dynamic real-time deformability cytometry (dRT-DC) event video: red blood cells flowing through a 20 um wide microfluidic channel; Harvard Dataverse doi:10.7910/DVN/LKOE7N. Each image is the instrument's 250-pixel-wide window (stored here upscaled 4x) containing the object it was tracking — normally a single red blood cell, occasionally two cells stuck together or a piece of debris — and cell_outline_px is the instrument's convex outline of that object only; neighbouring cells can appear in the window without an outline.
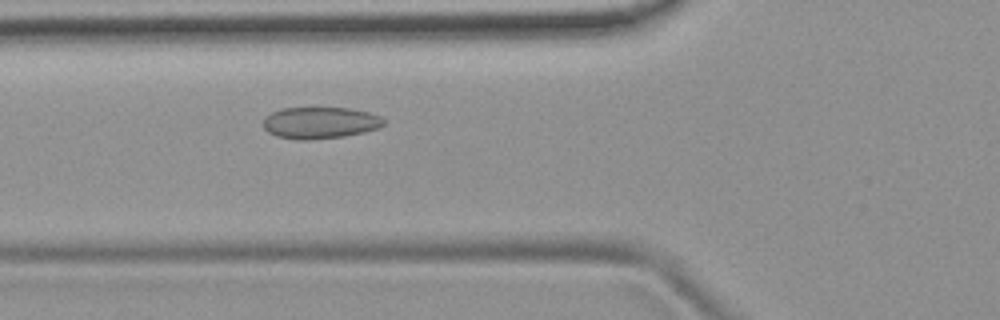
{"species": "common noctule bat (a hibernating species)", "species_latin": "Nyctalus noctula", "temperature_condition": "room temperature", "stored_images_in_passage": 48, "camera_frame_rate_fps": 3000, "um_per_image_px": 0.085, "animal": {"sex": "female", "body_mass_g": 19.9}, "frame": {"image": 1, "passage_image": 15, "time_ms": 4.667, "image_size_px": [1000, 320], "cell_outline_px": [[384, 124], [380, 128], [364, 132], [344, 136], [312, 140], [300, 140], [276, 136], [268, 132], [264, 128], [264, 116], [272, 112], [284, 108], [352, 108], [368, 112], [380, 116], [384, 120]], "centroid_in_image_um": [27.21, 10.44], "position_along_channel_um": 98.6, "area_um2": 22.31}}
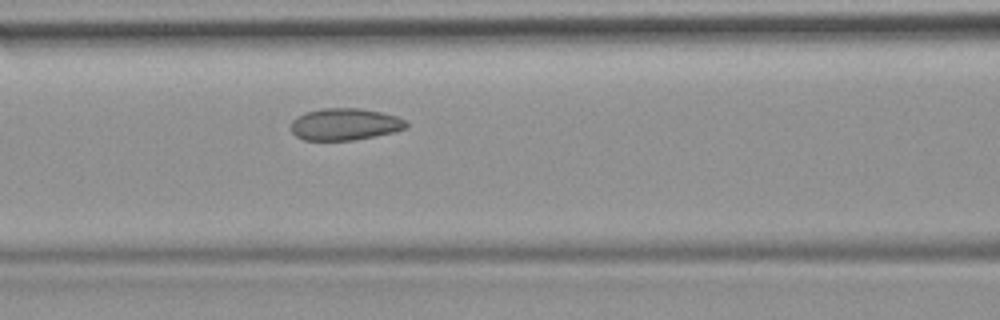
{"frame": {"image": 2, "passage_image": 18, "time_ms": 5.667, "image_size_px": [1000, 320], "cell_outline_px": [[408, 128], [392, 132], [352, 140], [304, 140], [296, 136], [292, 132], [292, 120], [296, 116], [304, 112], [320, 108], [360, 108], [380, 112], [396, 116], [404, 120], [408, 124]], "centroid_in_image_um": [29.28, 10.55], "position_along_channel_um": 137.3, "area_um2": 21.39}}
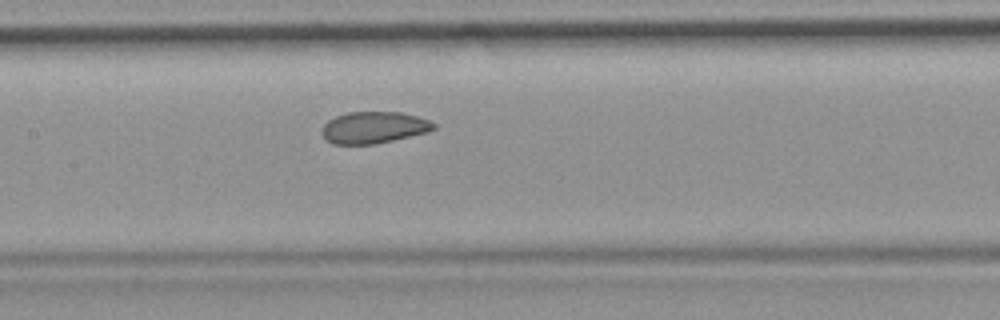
{"frame": {"image": 3, "passage_image": 21, "time_ms": 6.667, "image_size_px": [1000, 320], "cell_outline_px": [[436, 128], [428, 132], [376, 144], [332, 144], [320, 132], [324, 124], [328, 120], [336, 116], [348, 112], [400, 112], [416, 116], [428, 120], [436, 124]], "centroid_in_image_um": [31.77, 10.84], "position_along_channel_um": 175.6, "area_um2": 20.63}, "authors_computed_cell_mechanics": {"area_um2": 21.7617, "velocity_mm_per_s": 3.8444, "shape_relaxation_time_tau1_ms": null, "shape_relaxation_time_tau2_ms": 0.8492, "deformation_change_tau1": null, "deformation_change_tau2": 0.0596}}